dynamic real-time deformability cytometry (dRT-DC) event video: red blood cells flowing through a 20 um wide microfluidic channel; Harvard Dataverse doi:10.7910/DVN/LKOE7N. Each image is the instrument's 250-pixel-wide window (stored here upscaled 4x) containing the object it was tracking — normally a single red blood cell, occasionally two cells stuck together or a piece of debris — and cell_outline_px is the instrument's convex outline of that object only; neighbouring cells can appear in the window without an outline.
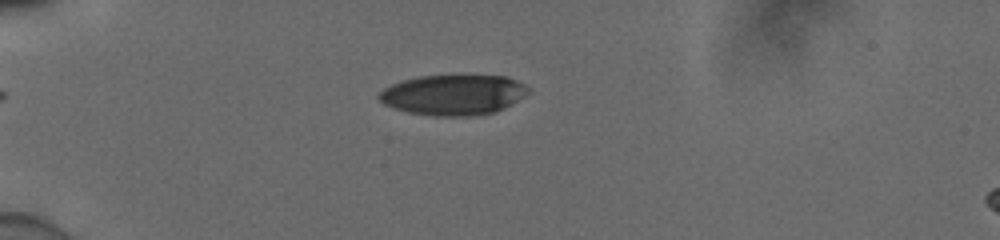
{"species": "human", "species_latin": "Homo sapiens", "temperature_condition": "cold", "stored_images_in_passage": 19, "camera_frame_rate_fps": 3000, "um_per_image_px": 0.085, "donor": {"sex": "male"}, "frame": {"image": 1, "passage_image": 8, "time_ms": 2.333, "image_size_px": [1000, 240], "cell_outline_px": [[528, 92], [516, 100], [492, 112], [468, 116], [436, 116], [408, 112], [392, 108], [384, 104], [376, 96], [384, 88], [400, 80], [420, 76], [504, 76], [516, 80], [524, 84], [528, 88]], "centroid_in_image_um": [38.44, 8.05], "position_along_channel_um": 46.6, "area_um2": 34.56}}
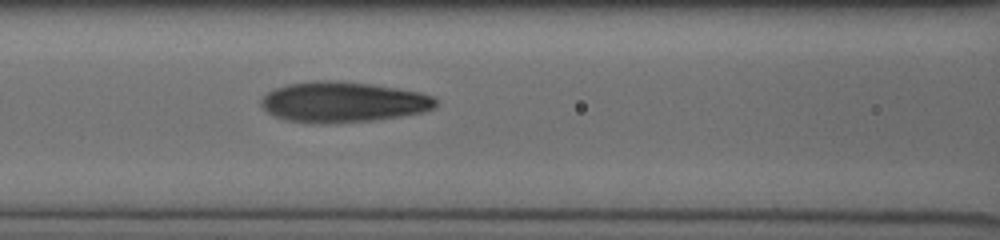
{"frame": {"image": 2, "passage_image": 16, "time_ms": 5.0, "image_size_px": [1000, 240], "cell_outline_px": [[436, 104], [432, 108], [420, 112], [400, 116], [372, 120], [336, 124], [312, 124], [284, 120], [268, 112], [260, 104], [260, 100], [268, 92], [276, 88], [288, 84], [312, 80], [328, 80], [372, 84], [420, 92], [432, 96], [436, 100]], "centroid_in_image_um": [29.1, 8.68], "position_along_channel_um": 137.5, "area_um2": 41.27}}
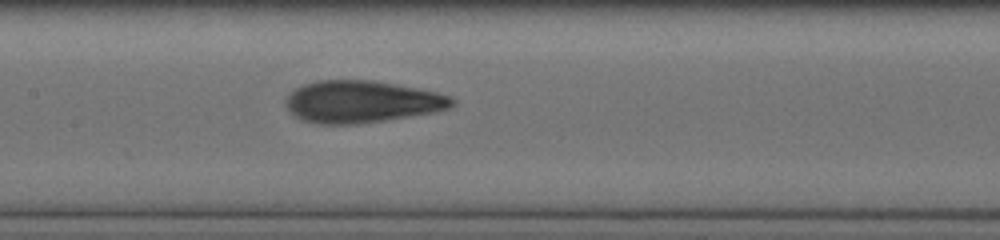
{"frame": {"image": 3, "passage_image": 19, "time_ms": 6.0, "image_size_px": [1000, 240], "cell_outline_px": [[456, 104], [448, 108], [436, 112], [384, 120], [356, 124], [320, 124], [304, 120], [296, 116], [288, 108], [284, 100], [296, 88], [304, 84], [316, 80], [372, 80], [416, 88], [436, 92], [452, 96], [456, 100]], "centroid_in_image_um": [30.78, 8.64], "position_along_channel_um": 176.6, "area_um2": 40.58}}